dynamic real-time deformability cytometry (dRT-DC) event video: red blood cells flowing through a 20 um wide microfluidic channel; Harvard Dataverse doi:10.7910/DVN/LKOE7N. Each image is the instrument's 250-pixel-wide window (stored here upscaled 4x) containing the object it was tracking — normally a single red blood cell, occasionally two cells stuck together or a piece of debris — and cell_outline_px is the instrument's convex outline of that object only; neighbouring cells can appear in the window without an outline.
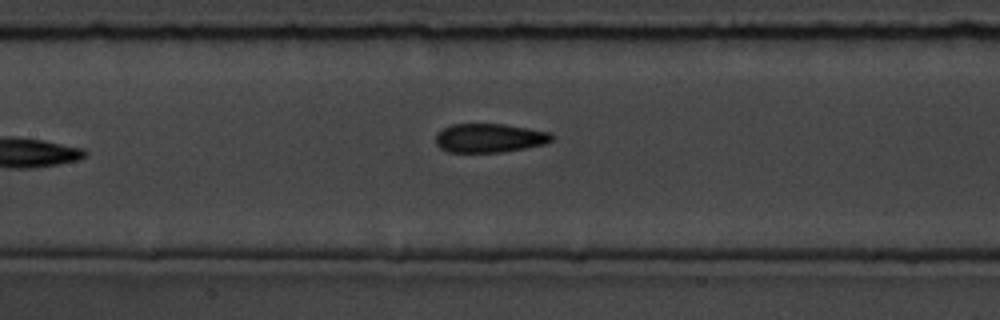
{"species": "common noctule bat (a hibernating species)", "species_latin": "Nyctalus noctula", "temperature_condition": "room temperature", "stored_images_in_passage": 7, "segment_of_instrument_passage": [1, 2], "camera_frame_rate_fps": 3000, "um_per_image_px": 0.085, "animal": {"sex": "male", "body_mass_g": 19.5, "forearm_length_mm": 54.6}, "frame": {"image": 1, "passage_image": 6, "time_ms": 6.667, "image_size_px": [1000, 320], "cell_outline_px": [[552, 140], [544, 144], [524, 148], [500, 152], [448, 152], [440, 148], [436, 144], [436, 132], [452, 124], [504, 124], [528, 128], [548, 132], [552, 136]], "centroid_in_image_um": [41.56, 11.73], "position_along_channel_um": 165.8, "area_um2": 19.42}}